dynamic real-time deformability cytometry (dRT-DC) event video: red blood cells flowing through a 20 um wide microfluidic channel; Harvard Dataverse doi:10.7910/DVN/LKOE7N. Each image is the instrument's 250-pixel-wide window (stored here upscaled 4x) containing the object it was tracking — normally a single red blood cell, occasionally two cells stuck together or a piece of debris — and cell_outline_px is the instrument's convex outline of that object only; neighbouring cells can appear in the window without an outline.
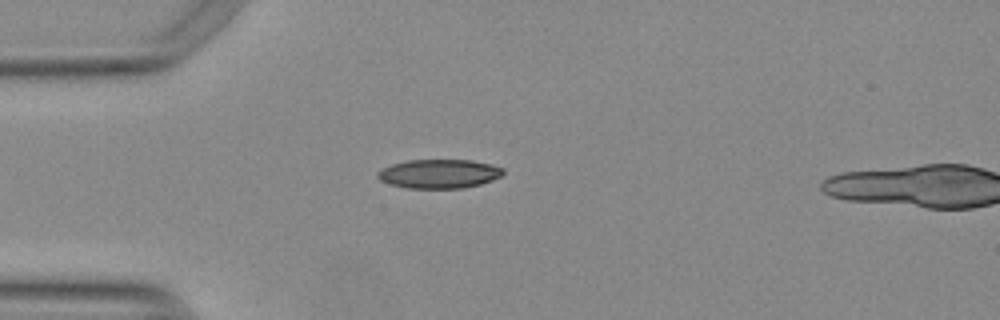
{"species": "Egyptian fruit bat (a non-hibernating species)", "species_latin": "Rousettus aegyptiacus", "temperature_condition": "warm", "stored_images_in_passage": 3, "camera_frame_rate_fps": 3000, "um_per_image_px": 0.085, "animal": {"sex": "female"}, "frame": {"image": 1, "passage_image": 1, "time_ms": 0.0, "image_size_px": [1000, 320], "cell_outline_px": [[504, 172], [500, 176], [492, 180], [480, 184], [464, 188], [408, 188], [392, 184], [380, 180], [376, 176], [376, 172], [392, 164], [408, 160], [472, 160], [492, 164], [504, 168]], "centroid_in_image_um": [37.34, 14.76], "position_along_channel_um": 47.7, "area_um2": 21.15}}